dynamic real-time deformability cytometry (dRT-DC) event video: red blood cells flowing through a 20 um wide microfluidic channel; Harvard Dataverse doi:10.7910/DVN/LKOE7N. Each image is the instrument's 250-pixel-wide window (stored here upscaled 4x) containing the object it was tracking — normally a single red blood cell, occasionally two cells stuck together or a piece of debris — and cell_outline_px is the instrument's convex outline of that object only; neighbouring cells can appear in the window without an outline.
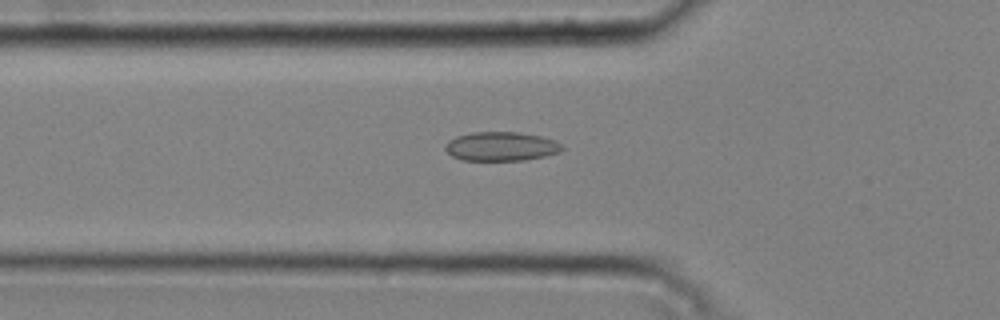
{"species": "common noctule bat (a hibernating species)", "species_latin": "Nyctalus noctula", "temperature_condition": "cold", "stored_images_in_passage": 39, "camera_frame_rate_fps": 3000, "um_per_image_px": 0.085, "animal": {"sex": "male", "body_mass_g": 20.4}, "frame": {"image": 1, "passage_image": 8, "time_ms": 2.333, "image_size_px": [1000, 320], "cell_outline_px": [[564, 148], [560, 152], [544, 156], [524, 160], [460, 160], [452, 156], [444, 148], [444, 144], [448, 140], [456, 136], [472, 132], [520, 132], [540, 136], [556, 140]], "centroid_in_image_um": [42.57, 12.44], "position_along_channel_um": 83.2, "area_um2": 19.88}}
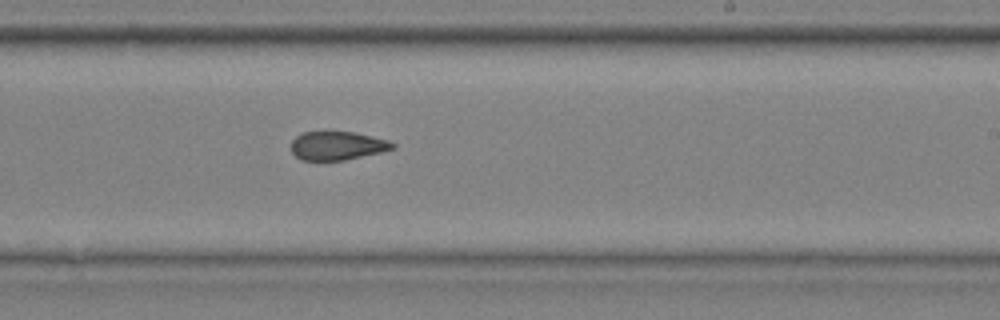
{"frame": {"image": 2, "passage_image": 22, "time_ms": 7.0, "image_size_px": [1000, 320], "cell_outline_px": [[396, 148], [380, 152], [344, 160], [300, 160], [292, 152], [292, 140], [296, 136], [304, 132], [356, 132], [388, 140], [396, 144]], "centroid_in_image_um": [28.69, 12.38], "position_along_channel_um": 260.3, "area_um2": 16.82}}
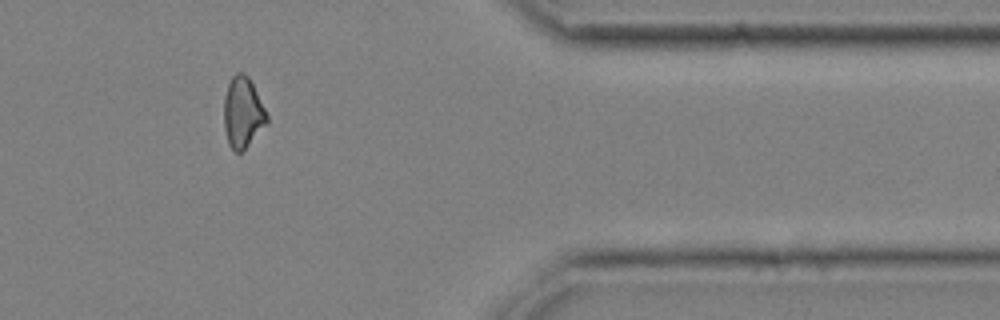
{"frame": {"image": 3, "passage_image": 34, "time_ms": 11.0, "image_size_px": [1000, 320], "cell_outline_px": [[268, 124], [240, 152], [236, 152], [228, 144], [224, 128], [224, 96], [228, 84], [232, 76], [236, 72], [244, 72], [248, 76], [268, 116]], "centroid_in_image_um": [20.62, 9.55], "position_along_channel_um": 390.8, "area_um2": 17.57}, "authors_computed_cell_mechanics": {"area_um2": 18.207, "velocity_mm_per_s": 3.7912, "shape_relaxation_time_tau1_ms": null, "shape_relaxation_time_tau2_ms": 2.3864, "deformation_change_tau1": null, "deformation_change_tau2": 0.0712}}